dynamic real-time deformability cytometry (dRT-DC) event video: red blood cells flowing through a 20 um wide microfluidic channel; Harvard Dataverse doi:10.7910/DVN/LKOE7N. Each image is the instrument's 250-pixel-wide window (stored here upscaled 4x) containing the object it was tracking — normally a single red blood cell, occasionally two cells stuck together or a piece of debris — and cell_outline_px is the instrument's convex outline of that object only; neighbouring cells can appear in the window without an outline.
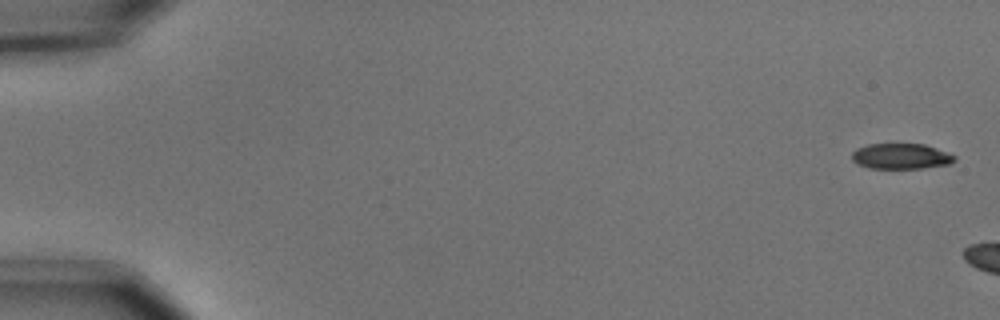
{"species": "common noctule bat (a hibernating species)", "species_latin": "Nyctalus noctula", "temperature_condition": "cold", "stored_images_in_passage": 4, "camera_frame_rate_fps": 3000, "um_per_image_px": 0.085, "animal": {"sex": "male", "body_mass_g": 15.6}, "frame": {"image": 1, "passage_image": 1, "time_ms": 0.0, "image_size_px": [1000, 320], "cell_outline_px": [[956, 160], [948, 164], [924, 168], [868, 168], [856, 164], [852, 160], [852, 152], [856, 148], [868, 144], [924, 144], [948, 152], [956, 156]], "centroid_in_image_um": [76.57, 13.28], "position_along_channel_um": 8.4, "area_um2": 15.37}}